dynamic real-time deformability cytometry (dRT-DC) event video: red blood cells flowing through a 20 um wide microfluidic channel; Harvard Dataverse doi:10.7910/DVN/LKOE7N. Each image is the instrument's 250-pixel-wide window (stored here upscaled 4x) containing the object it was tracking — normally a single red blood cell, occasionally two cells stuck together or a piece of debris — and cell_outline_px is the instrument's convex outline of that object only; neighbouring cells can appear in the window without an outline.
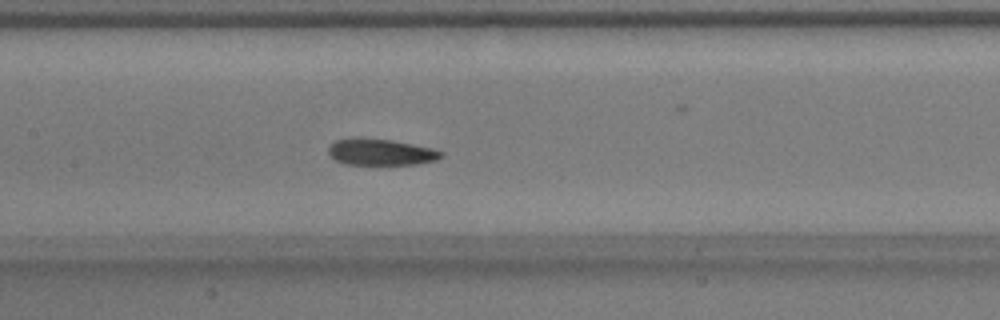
{"species": "common noctule bat (a hibernating species)", "species_latin": "Nyctalus noctula", "temperature_condition": "warm", "stored_images_in_passage": 50, "camera_frame_rate_fps": 3000, "um_per_image_px": 0.085, "animal": {"sex": "male", "body_mass_g": 17.9}, "frame": {"image": 1, "passage_image": 21, "time_ms": 6.667, "image_size_px": [1000, 320], "cell_outline_px": [[444, 156], [436, 160], [416, 164], [344, 164], [336, 160], [328, 152], [328, 148], [336, 140], [392, 140], [432, 148], [444, 152]], "centroid_in_image_um": [32.45, 12.96], "position_along_channel_um": 175.0, "area_um2": 16.65}}
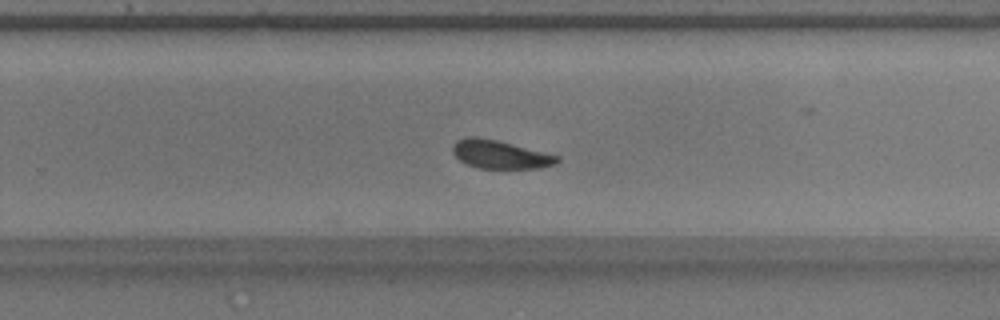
{"frame": {"image": 2, "passage_image": 30, "time_ms": 9.667, "image_size_px": [1000, 320], "cell_outline_px": [[560, 160], [556, 164], [540, 168], [476, 168], [460, 160], [452, 152], [452, 144], [456, 140], [468, 136], [476, 136], [496, 140], [560, 156]], "centroid_in_image_um": [42.49, 13.12], "position_along_channel_um": 287.3, "area_um2": 17.22}}
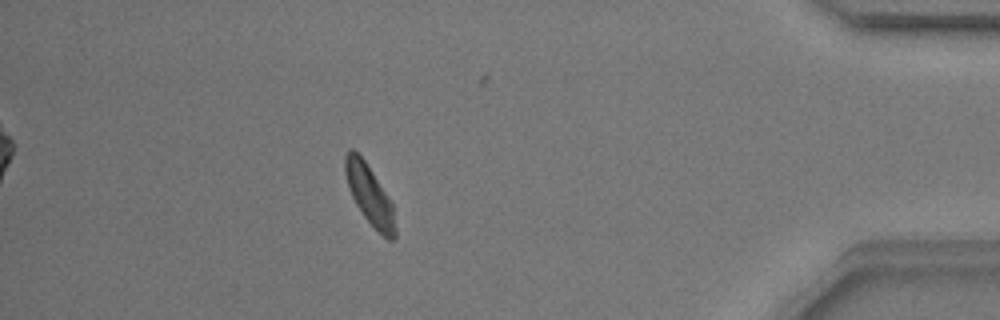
{"frame": {"image": 3, "passage_image": 43, "time_ms": 14.0, "image_size_px": [1000, 320], "cell_outline_px": [[396, 236], [392, 240], [388, 240], [364, 216], [356, 204], [348, 188], [344, 172], [344, 156], [348, 148], [352, 148], [364, 160], [372, 172], [392, 204], [396, 228]], "centroid_in_image_um": [31.38, 16.54], "position_along_channel_um": 403.8, "area_um2": 16.99}, "authors_computed_cell_mechanics": {"area_um2": 17.6001, "velocity_mm_per_s": 3.7528, "shape_relaxation_time_tau1_ms": null, "shape_relaxation_time_tau2_ms": 2.7433, "deformation_change_tau1": null, "deformation_change_tau2": 0.0864}}